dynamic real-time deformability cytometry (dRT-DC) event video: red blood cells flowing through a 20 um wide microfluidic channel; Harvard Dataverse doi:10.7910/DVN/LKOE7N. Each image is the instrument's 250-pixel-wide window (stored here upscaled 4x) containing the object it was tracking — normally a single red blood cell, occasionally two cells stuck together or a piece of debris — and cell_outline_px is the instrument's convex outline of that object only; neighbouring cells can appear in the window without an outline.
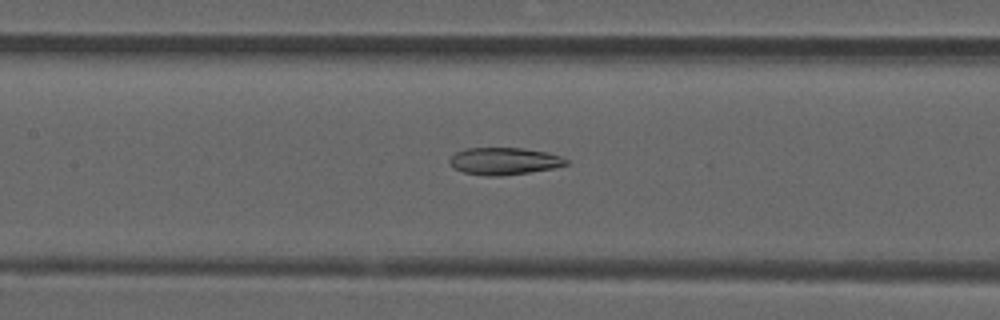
{"species": "common noctule bat (a hibernating species)", "species_latin": "Nyctalus noctula", "temperature_condition": "room temperature", "stored_images_in_passage": 52, "camera_frame_rate_fps": 3000, "um_per_image_px": 0.085, "animal": {"sex": "male", "forearm_length_mm": 52.5}, "frame": {"image": 1, "passage_image": 24, "time_ms": 7.667, "image_size_px": [1000, 320], "cell_outline_px": [[568, 164], [552, 168], [504, 176], [488, 176], [464, 172], [452, 168], [448, 160], [456, 152], [464, 148], [524, 148], [548, 152], [560, 156], [568, 160]], "centroid_in_image_um": [42.83, 13.69], "position_along_channel_um": 164.6, "area_um2": 18.5}}
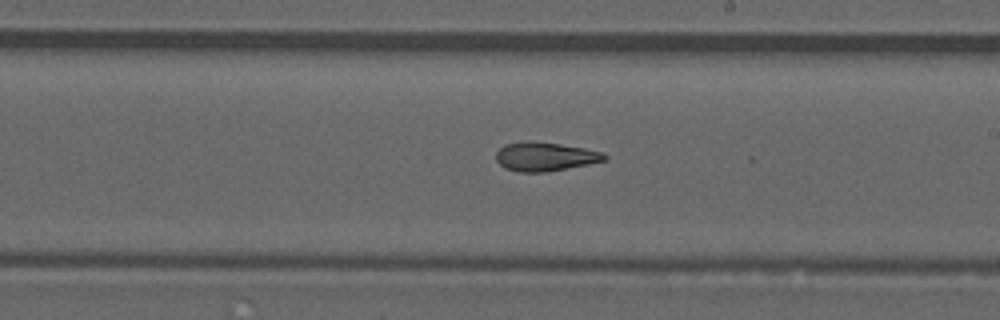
{"frame": {"image": 2, "passage_image": 30, "time_ms": 9.667, "image_size_px": [1000, 320], "cell_outline_px": [[608, 156], [604, 160], [588, 164], [548, 172], [520, 172], [504, 168], [496, 160], [496, 152], [504, 144], [560, 144], [584, 148], [604, 152]], "centroid_in_image_um": [46.36, 13.36], "position_along_channel_um": 242.6, "area_um2": 17.51}}
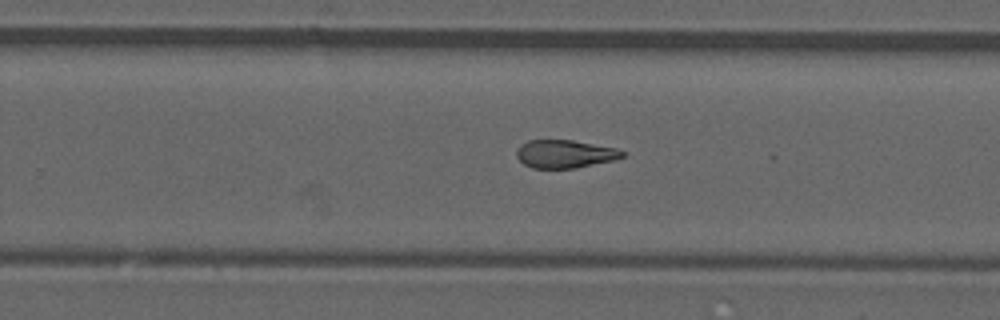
{"frame": {"image": 3, "passage_image": 33, "time_ms": 10.667, "image_size_px": [1000, 320], "cell_outline_px": [[624, 156], [616, 160], [576, 168], [532, 168], [524, 164], [516, 156], [516, 152], [520, 144], [528, 140], [572, 140], [616, 148], [624, 152]], "centroid_in_image_um": [48.01, 13.09], "position_along_channel_um": 281.8, "area_um2": 17.34}, "authors_computed_cell_mechanics": {"area_um2": 18.6405, "velocity_mm_per_s": 3.9295, "shape_relaxation_time_tau1_ms": null, "shape_relaxation_time_tau2_ms": 3.7369, "deformation_change_tau1": null, "deformation_change_tau2": 0.1225}}